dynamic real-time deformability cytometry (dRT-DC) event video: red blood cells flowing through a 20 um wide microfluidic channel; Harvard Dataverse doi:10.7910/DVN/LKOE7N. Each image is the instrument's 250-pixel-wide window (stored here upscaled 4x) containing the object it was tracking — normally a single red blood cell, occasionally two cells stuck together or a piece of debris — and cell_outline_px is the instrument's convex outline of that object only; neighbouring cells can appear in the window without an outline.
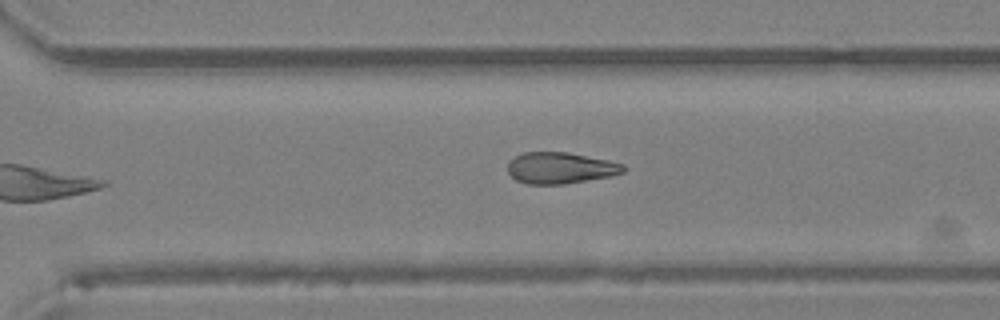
{"species": "Egyptian fruit bat (a non-hibernating species)", "species_latin": "Rousettus aegyptiacus", "temperature_condition": "room temperature", "stored_images_in_passage": 21, "camera_frame_rate_fps": 3000, "um_per_image_px": 0.085, "animal": {"sex": "female"}, "frame": {"image": 1, "passage_image": 21, "time_ms": 6.667, "image_size_px": [1000, 320], "cell_outline_px": [[624, 172], [612, 176], [564, 184], [528, 184], [516, 180], [508, 172], [508, 160], [524, 152], [568, 152], [608, 160], [624, 164]], "centroid_in_image_um": [47.62, 14.27], "position_along_channel_um": 323.0, "area_um2": 21.15}}